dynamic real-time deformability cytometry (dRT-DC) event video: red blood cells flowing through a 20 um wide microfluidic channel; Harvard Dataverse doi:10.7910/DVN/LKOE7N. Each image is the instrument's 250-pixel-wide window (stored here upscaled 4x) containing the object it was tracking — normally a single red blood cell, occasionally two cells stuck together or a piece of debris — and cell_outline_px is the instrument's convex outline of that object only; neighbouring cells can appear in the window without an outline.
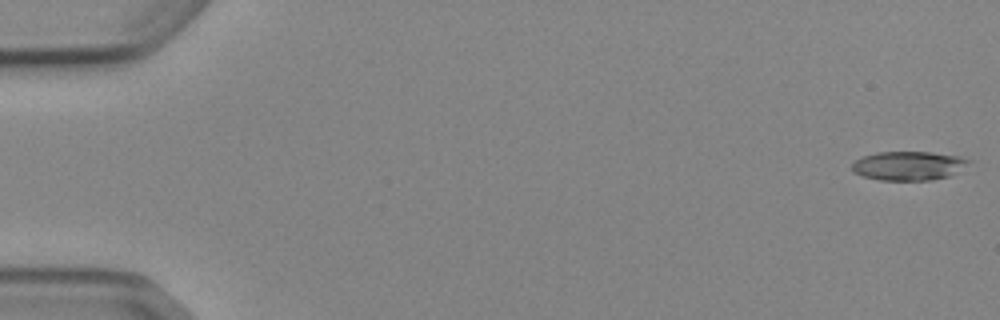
{"species": "Egyptian fruit bat (a non-hibernating species)", "species_latin": "Rousettus aegyptiacus", "temperature_condition": "cold", "stored_images_in_passage": 7, "camera_frame_rate_fps": 3000, "um_per_image_px": 0.085, "animal": {"sex": "female"}, "frame": {"image": 1, "passage_image": 1, "time_ms": 0.0, "image_size_px": [1000, 320], "cell_outline_px": [[972, 160], [948, 176], [932, 180], [880, 180], [864, 176], [852, 172], [852, 164], [856, 160], [864, 156], [876, 152], [932, 152], [960, 156]], "centroid_in_image_um": [77.19, 14.08], "position_along_channel_um": 7.8, "area_um2": 19.48}}
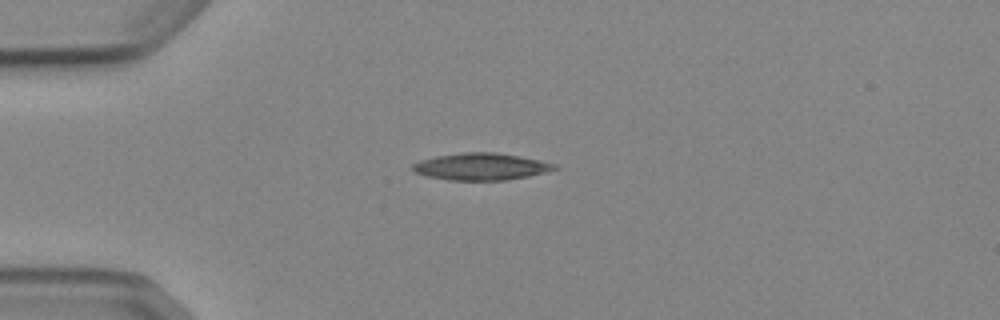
{"frame": {"image": 2, "passage_image": 5, "time_ms": 4.333, "image_size_px": [1000, 320], "cell_outline_px": [[560, 168], [528, 176], [504, 180], [448, 180], [428, 176], [416, 172], [412, 168], [412, 164], [420, 160], [436, 156], [464, 152], [496, 152], [520, 156], [540, 160], [556, 164]], "centroid_in_image_um": [40.9, 14.15], "position_along_channel_um": 44.1, "area_um2": 22.2}}
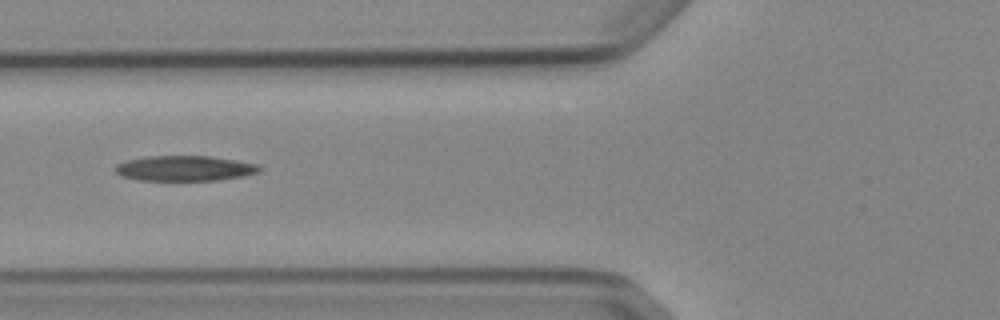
{"frame": {"image": 3, "passage_image": 7, "time_ms": 6.667, "image_size_px": [1000, 320], "cell_outline_px": [[264, 168], [260, 172], [240, 176], [216, 180], [136, 180], [120, 176], [112, 168], [116, 164], [128, 160], [148, 156], [208, 156], [236, 160], [260, 164]], "centroid_in_image_um": [15.69, 14.3], "position_along_channel_um": 110.1, "area_um2": 21.33}}